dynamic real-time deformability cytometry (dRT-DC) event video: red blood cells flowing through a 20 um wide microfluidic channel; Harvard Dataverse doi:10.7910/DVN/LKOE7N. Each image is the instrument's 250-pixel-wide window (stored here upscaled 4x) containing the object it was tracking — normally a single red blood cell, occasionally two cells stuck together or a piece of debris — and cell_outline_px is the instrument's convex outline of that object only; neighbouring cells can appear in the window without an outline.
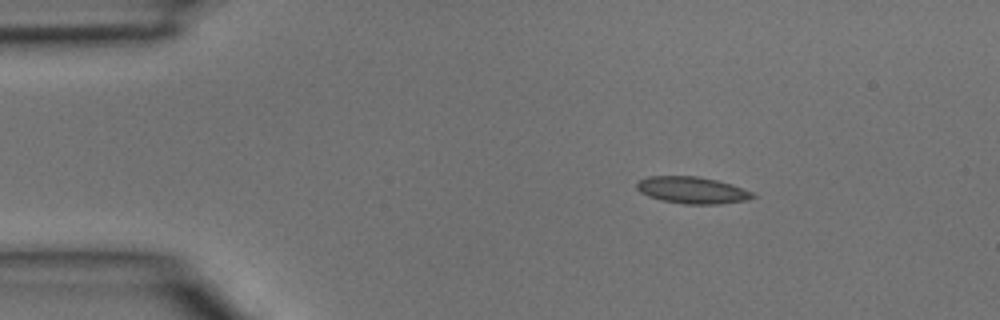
{"species": "common noctule bat (a hibernating species)", "species_latin": "Nyctalus noctula", "temperature_condition": "room temperature", "stored_images_in_passage": 3, "camera_frame_rate_fps": 3000, "um_per_image_px": 0.085, "animal": {"sex": "male", "body_mass_g": 15.6}, "frame": {"image": 1, "passage_image": 1, "time_ms": 0.0, "image_size_px": [1000, 320], "cell_outline_px": [[756, 196], [748, 200], [720, 204], [684, 204], [660, 200], [648, 196], [640, 192], [636, 188], [636, 184], [640, 180], [648, 176], [696, 176], [716, 180], [732, 184], [756, 192]], "centroid_in_image_um": [58.87, 16.17], "position_along_channel_um": 26.1, "area_um2": 18.32}}
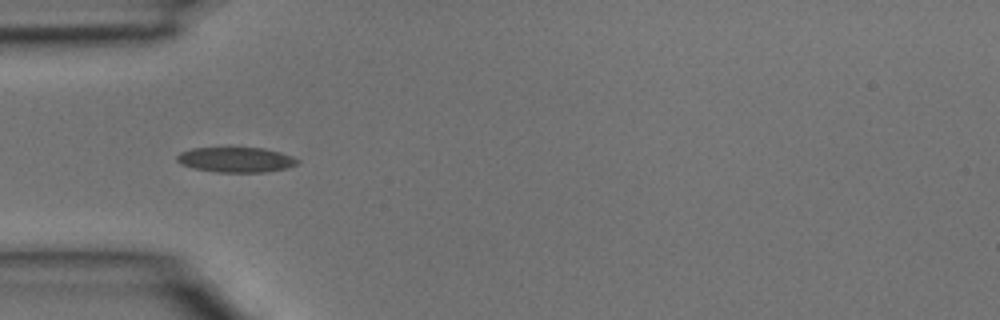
{"frame": {"image": 2, "passage_image": 2, "time_ms": 0.333, "image_size_px": [1000, 320], "cell_outline_px": [[300, 160], [296, 164], [288, 168], [264, 172], [216, 172], [192, 168], [180, 164], [176, 160], [176, 156], [180, 152], [192, 148], [264, 148], [280, 152], [292, 156]], "centroid_in_image_um": [20.04, 13.58], "position_along_channel_um": 65.0, "area_um2": 17.69}}
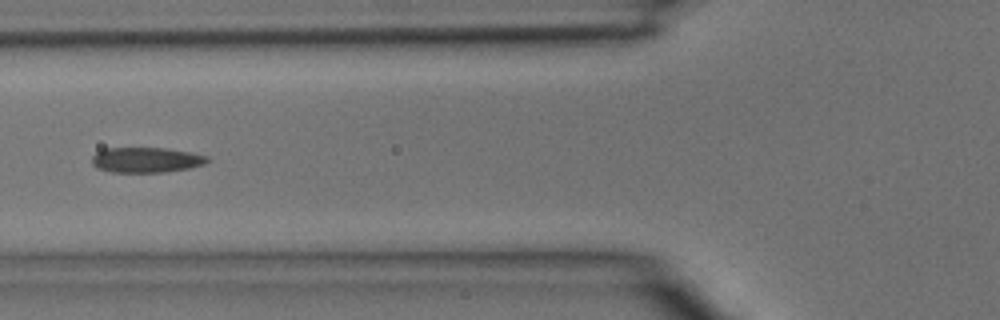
{"frame": {"image": 3, "passage_image": 3, "time_ms": 0.667, "image_size_px": [1000, 320], "cell_outline_px": [[212, 160], [204, 164], [188, 168], [164, 172], [112, 172], [96, 168], [92, 164], [92, 156], [96, 152], [104, 148], [168, 148], [192, 152], [208, 156]], "centroid_in_image_um": [12.44, 13.58], "position_along_channel_um": 113.4, "area_um2": 17.17}}